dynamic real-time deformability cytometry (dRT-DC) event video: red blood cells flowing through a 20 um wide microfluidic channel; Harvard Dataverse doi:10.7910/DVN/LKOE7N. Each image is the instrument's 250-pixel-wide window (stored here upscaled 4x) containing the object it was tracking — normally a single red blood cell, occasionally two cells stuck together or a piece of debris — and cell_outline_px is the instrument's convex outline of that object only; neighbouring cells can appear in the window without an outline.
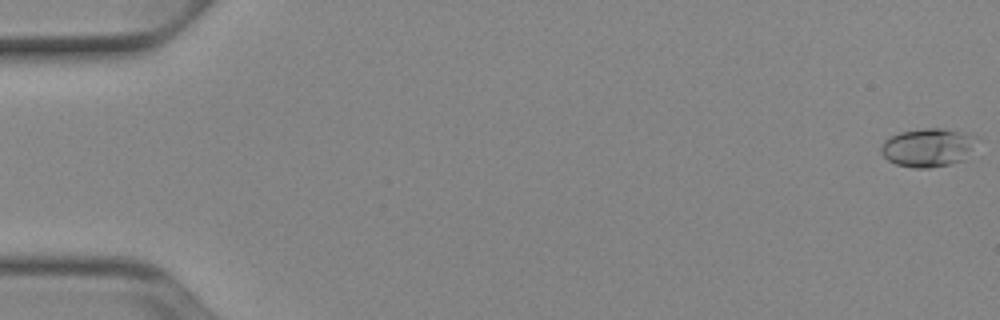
{"species": "Egyptian fruit bat (a non-hibernating species)", "species_latin": "Rousettus aegyptiacus", "temperature_condition": "cold", "stored_images_in_passage": 53, "camera_frame_rate_fps": 3000, "um_per_image_px": 0.085, "animal": {"sex": "female"}, "frame": {"image": 1, "passage_image": 1, "time_ms": 0.0, "image_size_px": [1000, 320], "cell_outline_px": [[976, 136], [964, 160], [948, 164], [928, 168], [912, 168], [896, 164], [888, 160], [884, 156], [880, 148], [884, 140], [900, 132], [924, 128], [940, 128]], "centroid_in_image_um": [78.79, 12.55], "position_along_channel_um": 6.2, "area_um2": 20.92}}
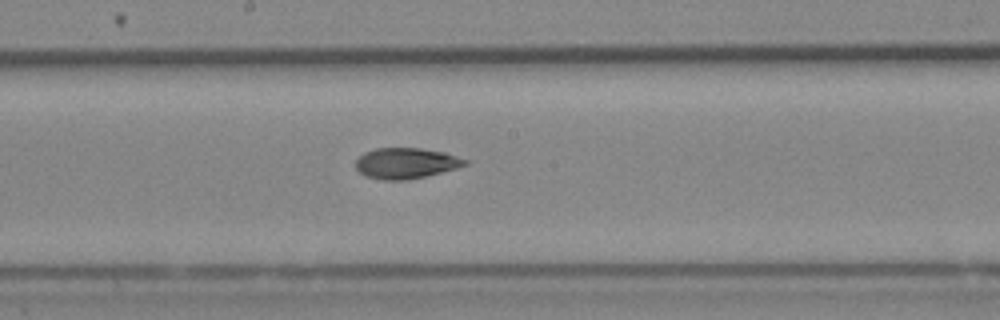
{"frame": {"image": 2, "passage_image": 29, "time_ms": 9.333, "image_size_px": [1000, 320], "cell_outline_px": [[468, 164], [456, 168], [408, 180], [380, 180], [364, 176], [356, 168], [356, 160], [364, 152], [376, 148], [420, 148], [444, 152], [468, 160]], "centroid_in_image_um": [34.48, 13.87], "position_along_channel_um": 213.7, "area_um2": 19.54}}
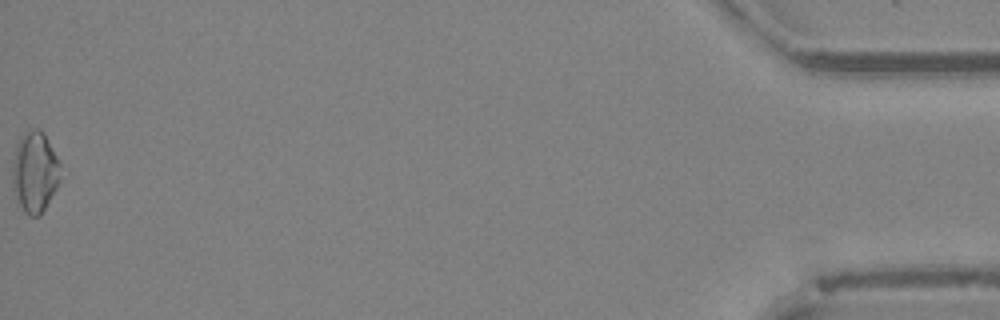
{"frame": {"image": 3, "passage_image": 53, "time_ms": 17.333, "image_size_px": [1000, 320], "cell_outline_px": [[60, 180], [56, 188], [40, 216], [28, 216], [24, 212], [16, 196], [12, 180], [12, 164], [16, 144], [20, 136], [24, 132], [32, 128], [36, 128], [44, 132], [60, 164]], "centroid_in_image_um": [2.95, 14.59], "position_along_channel_um": 432.3, "area_um2": 22.6}, "authors_computed_cell_mechanics": {"area_um2": 19.5364, "velocity_mm_per_s": 3.927, "shape_relaxation_time_tau1_ms": 3.0919, "shape_relaxation_time_tau2_ms": 2.9722, "deformation_change_tau1": 0.1305, "deformation_change_tau2": 0.0924}}